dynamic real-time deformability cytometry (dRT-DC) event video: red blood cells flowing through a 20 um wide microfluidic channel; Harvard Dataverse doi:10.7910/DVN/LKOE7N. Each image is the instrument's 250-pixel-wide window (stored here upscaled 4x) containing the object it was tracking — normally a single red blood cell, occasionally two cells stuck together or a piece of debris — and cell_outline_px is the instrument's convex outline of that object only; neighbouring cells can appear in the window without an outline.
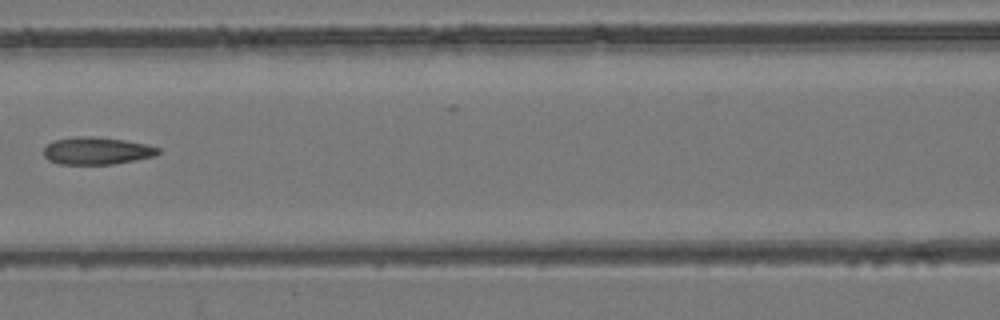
{"species": "common noctule bat (a hibernating species)", "species_latin": "Nyctalus noctula", "temperature_condition": "room temperature", "stored_images_in_passage": 7, "camera_frame_rate_fps": 3000, "um_per_image_px": 0.085, "animal": {"sex": "female", "body_mass_g": 24.6, "forearm_length_mm": 56.2}, "frame": {"image": 1, "passage_image": 7, "time_ms": 7.0, "image_size_px": [1000, 320], "cell_outline_px": [[160, 152], [152, 156], [112, 164], [60, 164], [48, 160], [44, 156], [44, 148], [48, 144], [56, 140], [76, 136], [92, 136], [124, 140], [144, 144], [160, 148]], "centroid_in_image_um": [8.18, 12.81], "position_along_channel_um": 158.4, "area_um2": 17.98}}